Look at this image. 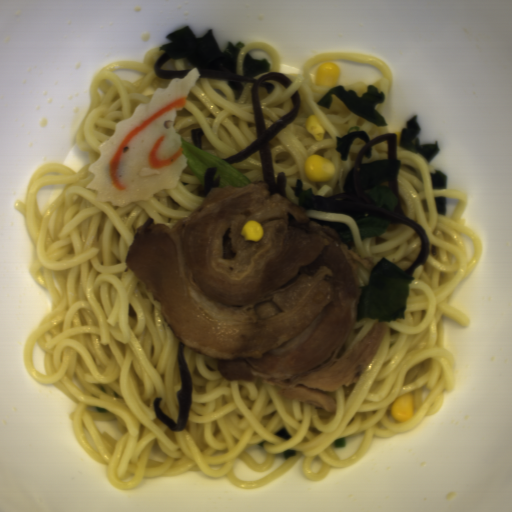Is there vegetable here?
<instances>
[{"label": "vegetable", "instance_id": "obj_1", "mask_svg": "<svg viewBox=\"0 0 512 512\" xmlns=\"http://www.w3.org/2000/svg\"><path fill=\"white\" fill-rule=\"evenodd\" d=\"M415 279L385 256L379 259L369 270L368 285L358 288L356 321L367 317L388 323L405 319L410 285Z\"/></svg>", "mask_w": 512, "mask_h": 512}, {"label": "vegetable", "instance_id": "obj_8", "mask_svg": "<svg viewBox=\"0 0 512 512\" xmlns=\"http://www.w3.org/2000/svg\"><path fill=\"white\" fill-rule=\"evenodd\" d=\"M310 221H314L317 223H321L323 225H327L336 232H338L343 239V241L346 243V245L351 249L352 246L356 245L355 238L348 226L347 223L340 222V221H321L314 217H309Z\"/></svg>", "mask_w": 512, "mask_h": 512}, {"label": "vegetable", "instance_id": "obj_11", "mask_svg": "<svg viewBox=\"0 0 512 512\" xmlns=\"http://www.w3.org/2000/svg\"><path fill=\"white\" fill-rule=\"evenodd\" d=\"M435 199L436 209L438 214L446 215V198L445 197H437Z\"/></svg>", "mask_w": 512, "mask_h": 512}, {"label": "vegetable", "instance_id": "obj_5", "mask_svg": "<svg viewBox=\"0 0 512 512\" xmlns=\"http://www.w3.org/2000/svg\"><path fill=\"white\" fill-rule=\"evenodd\" d=\"M358 226L360 237H380L387 230L391 224V220L377 217V216H364L355 221Z\"/></svg>", "mask_w": 512, "mask_h": 512}, {"label": "vegetable", "instance_id": "obj_4", "mask_svg": "<svg viewBox=\"0 0 512 512\" xmlns=\"http://www.w3.org/2000/svg\"><path fill=\"white\" fill-rule=\"evenodd\" d=\"M417 116L413 115L407 120L406 128L401 129L399 143L401 146L423 155L429 162L440 150L438 141L435 144H423L420 146V139L416 137L421 127L416 123Z\"/></svg>", "mask_w": 512, "mask_h": 512}, {"label": "vegetable", "instance_id": "obj_6", "mask_svg": "<svg viewBox=\"0 0 512 512\" xmlns=\"http://www.w3.org/2000/svg\"><path fill=\"white\" fill-rule=\"evenodd\" d=\"M367 196L370 197L374 206L377 208L386 209L392 213H395V209L400 203L398 197L393 192V190L386 185H376L374 188L370 189L367 193Z\"/></svg>", "mask_w": 512, "mask_h": 512}, {"label": "vegetable", "instance_id": "obj_3", "mask_svg": "<svg viewBox=\"0 0 512 512\" xmlns=\"http://www.w3.org/2000/svg\"><path fill=\"white\" fill-rule=\"evenodd\" d=\"M181 153L185 154L187 158V165L200 182L204 189V171L209 167H216V172L213 177L220 175L219 188H225L230 185L244 186L253 182L241 172L232 167L228 162L219 156L208 154L201 150V148L190 144L188 141L181 139Z\"/></svg>", "mask_w": 512, "mask_h": 512}, {"label": "vegetable", "instance_id": "obj_12", "mask_svg": "<svg viewBox=\"0 0 512 512\" xmlns=\"http://www.w3.org/2000/svg\"><path fill=\"white\" fill-rule=\"evenodd\" d=\"M363 154H364V156H365L367 159L372 158L371 146H369L368 148H366V149L363 151Z\"/></svg>", "mask_w": 512, "mask_h": 512}, {"label": "vegetable", "instance_id": "obj_10", "mask_svg": "<svg viewBox=\"0 0 512 512\" xmlns=\"http://www.w3.org/2000/svg\"><path fill=\"white\" fill-rule=\"evenodd\" d=\"M311 194H313V189L311 188L300 193L298 196V207H302L305 210L313 209L314 202Z\"/></svg>", "mask_w": 512, "mask_h": 512}, {"label": "vegetable", "instance_id": "obj_7", "mask_svg": "<svg viewBox=\"0 0 512 512\" xmlns=\"http://www.w3.org/2000/svg\"><path fill=\"white\" fill-rule=\"evenodd\" d=\"M355 138H360L365 145L371 142L369 134L364 130H353L343 137H336L338 144L334 149L340 152L341 161L348 160L349 148Z\"/></svg>", "mask_w": 512, "mask_h": 512}, {"label": "vegetable", "instance_id": "obj_2", "mask_svg": "<svg viewBox=\"0 0 512 512\" xmlns=\"http://www.w3.org/2000/svg\"><path fill=\"white\" fill-rule=\"evenodd\" d=\"M333 94H335L348 110L356 116L369 120L378 127L388 126L383 115L379 114L375 109L377 104L385 103L386 95L384 91L379 92V88L375 85L368 84L366 92L361 93L359 97L357 92L353 89L347 91L343 86L338 84L328 90L316 104L329 110L333 100Z\"/></svg>", "mask_w": 512, "mask_h": 512}, {"label": "vegetable", "instance_id": "obj_9", "mask_svg": "<svg viewBox=\"0 0 512 512\" xmlns=\"http://www.w3.org/2000/svg\"><path fill=\"white\" fill-rule=\"evenodd\" d=\"M430 177L432 180V190L447 189V175L436 169L434 173L430 172Z\"/></svg>", "mask_w": 512, "mask_h": 512}]
</instances>
